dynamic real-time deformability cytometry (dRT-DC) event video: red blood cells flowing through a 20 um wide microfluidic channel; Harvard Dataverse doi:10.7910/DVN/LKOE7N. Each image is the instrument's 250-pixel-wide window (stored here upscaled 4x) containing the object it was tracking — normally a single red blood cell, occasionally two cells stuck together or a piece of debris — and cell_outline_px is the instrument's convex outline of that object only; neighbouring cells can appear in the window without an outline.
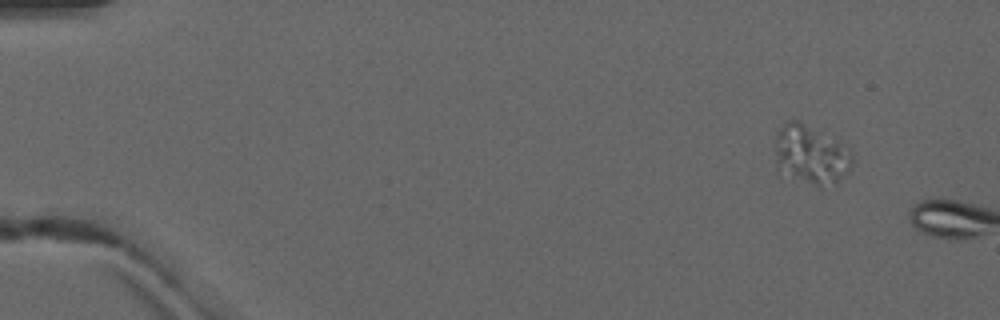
{"species": "common noctule bat (a hibernating species)", "species_latin": "Nyctalus noctula", "temperature_condition": "warm", "stored_images_in_passage": 2, "camera_frame_rate_fps": 3000, "um_per_image_px": 0.085, "animal": {"sex": "male", "forearm_length_mm": 52.5}, "frame": {"image": 1, "passage_image": 1, "time_ms": 0.0, "image_size_px": [1000, 320], "cell_outline_px": [[852, 168], [836, 184], [816, 184], [776, 172], [776, 132], [784, 120], [796, 120], [820, 132], [848, 152], [852, 156]], "centroid_in_image_um": [68.84, 13.15], "position_along_channel_um": 16.2, "area_um2": 25.66}}